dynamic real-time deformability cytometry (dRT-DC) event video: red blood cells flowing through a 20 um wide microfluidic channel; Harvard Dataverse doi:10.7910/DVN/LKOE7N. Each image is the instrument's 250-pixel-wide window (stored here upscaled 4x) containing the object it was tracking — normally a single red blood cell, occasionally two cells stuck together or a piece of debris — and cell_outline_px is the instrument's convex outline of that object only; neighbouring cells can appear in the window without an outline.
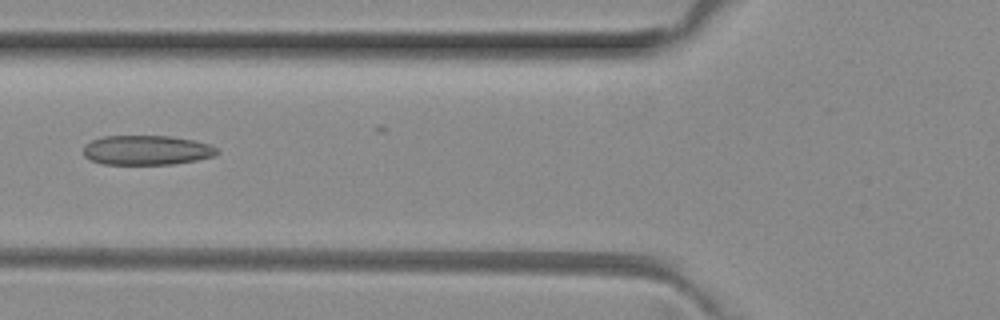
{"species": "common noctule bat (a hibernating species)", "species_latin": "Nyctalus noctula", "temperature_condition": "room temperature", "stored_images_in_passage": 4, "camera_frame_rate_fps": 3000, "um_per_image_px": 0.085, "animal": {"sex": "female", "body_mass_g": 29.2, "forearm_length_mm": 56.3}, "frame": {"image": 1, "passage_image": 3, "time_ms": 0.667, "image_size_px": [1000, 320], "cell_outline_px": [[220, 152], [216, 156], [196, 160], [172, 164], [100, 164], [88, 160], [84, 156], [84, 144], [92, 140], [104, 136], [168, 136], [192, 140], [208, 144], [216, 148]], "centroid_in_image_um": [12.43, 12.77], "position_along_channel_um": 113.4, "area_um2": 23.12}}